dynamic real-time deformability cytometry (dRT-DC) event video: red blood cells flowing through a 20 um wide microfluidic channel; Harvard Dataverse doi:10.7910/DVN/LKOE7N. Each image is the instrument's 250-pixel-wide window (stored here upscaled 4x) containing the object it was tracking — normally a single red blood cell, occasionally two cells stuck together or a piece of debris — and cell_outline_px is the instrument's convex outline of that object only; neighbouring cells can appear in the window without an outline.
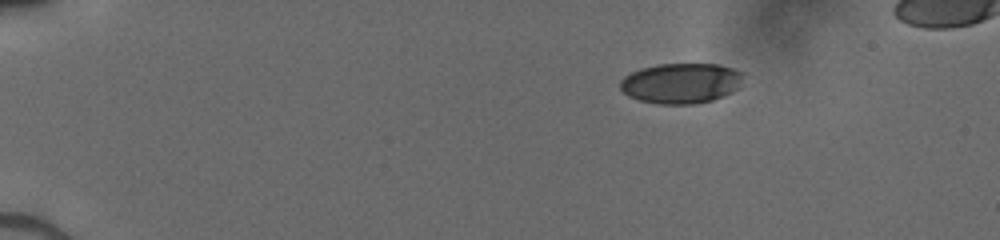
{"species": "human", "species_latin": "Homo sapiens", "temperature_condition": "cold", "stored_images_in_passage": 29, "camera_frame_rate_fps": 3000, "um_per_image_px": 0.085, "donor": {"sex": "male"}, "frame": {"image": 1, "passage_image": 1, "time_ms": 0.0, "image_size_px": [1000, 240], "cell_outline_px": [[744, 72], [736, 88], [732, 92], [712, 100], [696, 104], [660, 104], [640, 100], [628, 96], [620, 88], [620, 80], [624, 76], [640, 68], [656, 64], [720, 64]], "centroid_in_image_um": [57.86, 7.06], "position_along_channel_um": 27.1, "area_um2": 28.9}}
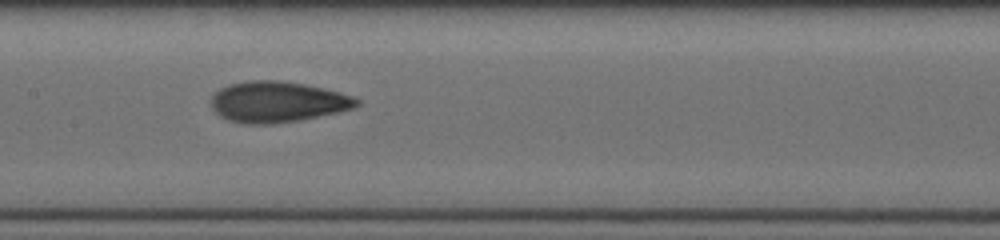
{"frame": {"image": 2, "passage_image": 13, "time_ms": 6.333, "image_size_px": [1000, 240], "cell_outline_px": [[360, 104], [356, 108], [340, 112], [300, 120], [272, 124], [244, 124], [228, 120], [220, 116], [212, 108], [212, 96], [220, 88], [228, 84], [248, 80], [280, 80], [304, 84], [324, 88], [340, 92], [352, 96], [360, 100]], "centroid_in_image_um": [23.61, 8.66], "position_along_channel_um": 183.8, "area_um2": 34.97}}
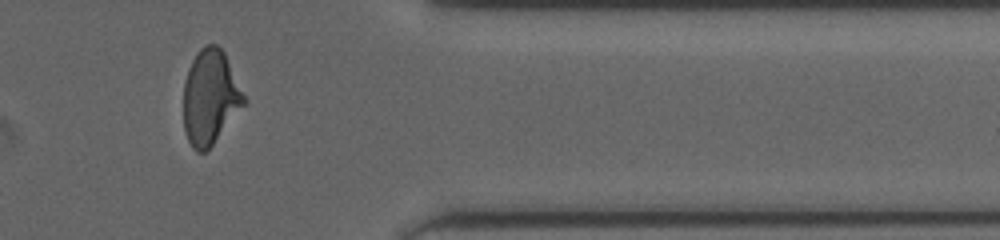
{"frame": {"image": 3, "passage_image": 24, "time_ms": 11.667, "image_size_px": [1000, 240], "cell_outline_px": [[248, 100], [212, 144], [204, 152], [196, 152], [192, 148], [184, 132], [184, 84], [188, 68], [192, 60], [200, 48], [204, 44], [216, 44], [224, 52]], "centroid_in_image_um": [17.86, 8.24], "position_along_channel_um": 393.5, "area_um2": 33.23}}